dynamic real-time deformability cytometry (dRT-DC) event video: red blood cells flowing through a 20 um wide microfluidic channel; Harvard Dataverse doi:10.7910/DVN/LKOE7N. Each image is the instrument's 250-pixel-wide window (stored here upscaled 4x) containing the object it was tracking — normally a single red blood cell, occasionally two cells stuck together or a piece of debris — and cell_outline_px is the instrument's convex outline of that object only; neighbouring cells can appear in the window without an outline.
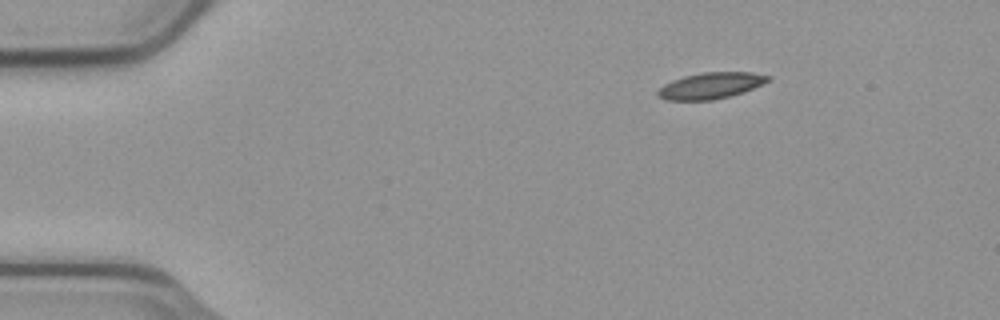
{"species": "common noctule bat (a hibernating species)", "species_latin": "Nyctalus noctula", "temperature_condition": "cold", "stored_images_in_passage": 48, "camera_frame_rate_fps": 3000, "um_per_image_px": 0.085, "animal": {"sex": "male", "body_mass_g": 23.1, "forearm_length_mm": 52.7}, "frame": {"image": 1, "passage_image": 1, "time_ms": 0.0, "image_size_px": [1000, 320], "cell_outline_px": [[772, 80], [744, 92], [712, 100], [664, 100], [656, 96], [656, 92], [664, 84], [672, 80], [684, 76], [700, 72], [752, 72], [772, 76]], "centroid_in_image_um": [60.42, 7.27], "position_along_channel_um": 24.6, "area_um2": 17.05}}
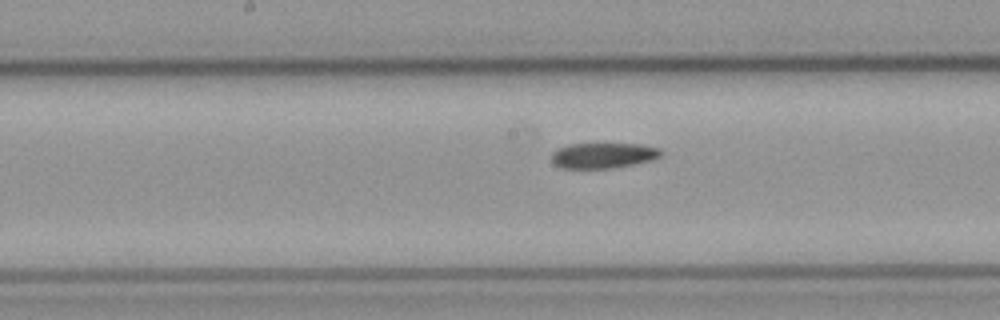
{"frame": {"image": 2, "passage_image": 21, "time_ms": 6.667, "image_size_px": [1000, 320], "cell_outline_px": [[664, 152], [660, 156], [652, 160], [632, 164], [608, 168], [564, 168], [556, 164], [552, 160], [552, 152], [556, 148], [568, 144], [640, 144], [660, 148]], "centroid_in_image_um": [51.28, 13.2], "position_along_channel_um": 196.9, "area_um2": 16.13}}
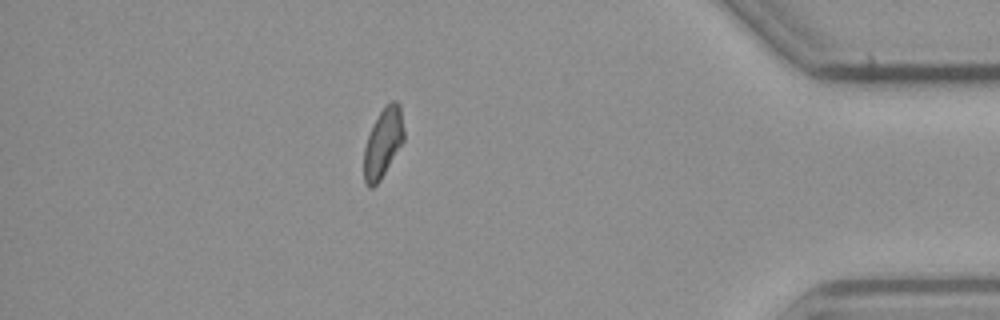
{"frame": {"image": 3, "passage_image": 41, "time_ms": 13.333, "image_size_px": [1000, 320], "cell_outline_px": [[404, 140], [380, 180], [372, 188], [368, 188], [364, 184], [364, 148], [368, 136], [384, 104], [392, 100], [396, 100], [400, 104], [404, 132]], "centroid_in_image_um": [32.56, 12.13], "position_along_channel_um": 402.6, "area_um2": 16.07}, "authors_computed_cell_mechanics": {"area_um2": 16.9932, "velocity_mm_per_s": 3.7325, "shape_relaxation_time_tau1_ms": 11.1042, "shape_relaxation_time_tau2_ms": null, "deformation_change_tau1": 0.1705, "deformation_change_tau2": null}}